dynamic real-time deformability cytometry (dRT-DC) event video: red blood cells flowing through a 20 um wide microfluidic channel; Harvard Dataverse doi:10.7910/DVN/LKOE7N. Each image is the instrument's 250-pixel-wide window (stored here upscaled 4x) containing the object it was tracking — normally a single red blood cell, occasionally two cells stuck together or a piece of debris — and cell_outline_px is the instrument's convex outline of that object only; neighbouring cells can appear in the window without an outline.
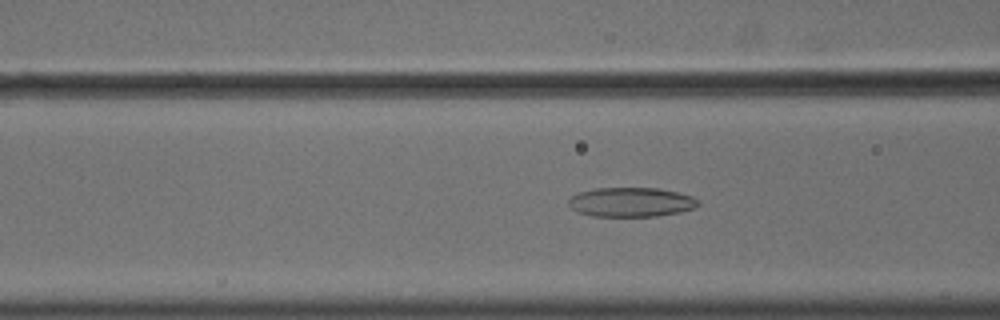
{"species": "common noctule bat (a hibernating species)", "species_latin": "Nyctalus noctula", "temperature_condition": "cold", "stored_images_in_passage": 39, "camera_frame_rate_fps": 3000, "um_per_image_px": 0.085, "animal": {"sex": "male", "body_mass_g": 18.8}, "frame": {"image": 1, "passage_image": 6, "time_ms": 1.667, "image_size_px": [1000, 320], "cell_outline_px": [[700, 204], [696, 208], [680, 212], [656, 216], [592, 216], [576, 212], [568, 204], [568, 200], [572, 196], [580, 192], [596, 188], [656, 188], [676, 192], [692, 196]], "centroid_in_image_um": [53.63, 17.19], "position_along_channel_um": 113.0, "area_um2": 22.14}}
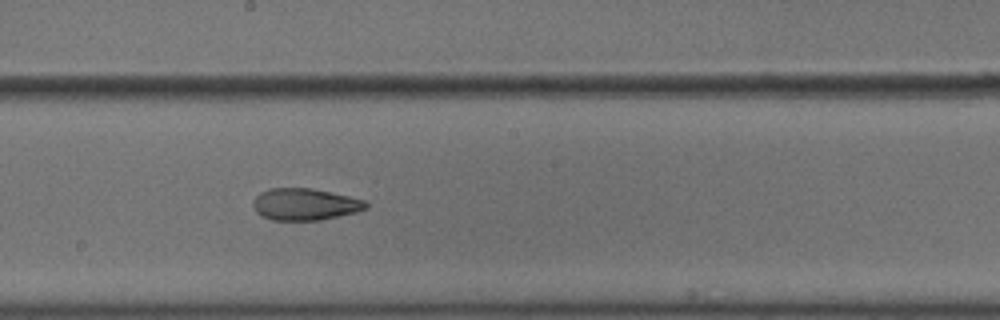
{"frame": {"image": 2, "passage_image": 15, "time_ms": 4.667, "image_size_px": [1000, 320], "cell_outline_px": [[368, 208], [356, 212], [320, 220], [272, 220], [260, 216], [256, 212], [252, 204], [252, 200], [260, 192], [268, 188], [312, 188], [348, 196], [364, 200], [368, 204]], "centroid_in_image_um": [25.88, 17.36], "position_along_channel_um": 222.3, "area_um2": 21.04}}
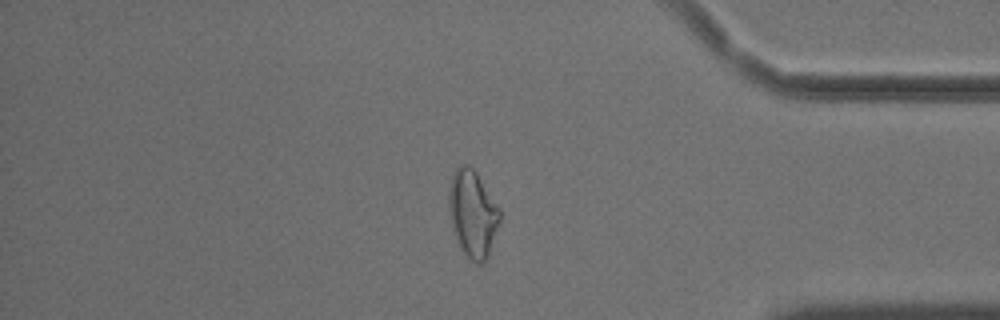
{"frame": {"image": 3, "passage_image": 31, "time_ms": 10.0, "image_size_px": [1000, 320], "cell_outline_px": [[500, 220], [488, 256], [480, 264], [476, 264], [468, 260], [460, 248], [456, 240], [452, 228], [448, 208], [448, 196], [452, 176], [456, 168], [460, 164], [468, 164], [476, 172], [500, 208]], "centroid_in_image_um": [40.16, 18.18], "position_along_channel_um": 395.0, "area_um2": 25.95}, "authors_computed_cell_mechanics": {"area_um2": 21.6172, "velocity_mm_per_s": 3.6229, "shape_relaxation_time_tau1_ms": null, "shape_relaxation_time_tau2_ms": 2.1002, "deformation_change_tau1": null, "deformation_change_tau2": 0.0879}}